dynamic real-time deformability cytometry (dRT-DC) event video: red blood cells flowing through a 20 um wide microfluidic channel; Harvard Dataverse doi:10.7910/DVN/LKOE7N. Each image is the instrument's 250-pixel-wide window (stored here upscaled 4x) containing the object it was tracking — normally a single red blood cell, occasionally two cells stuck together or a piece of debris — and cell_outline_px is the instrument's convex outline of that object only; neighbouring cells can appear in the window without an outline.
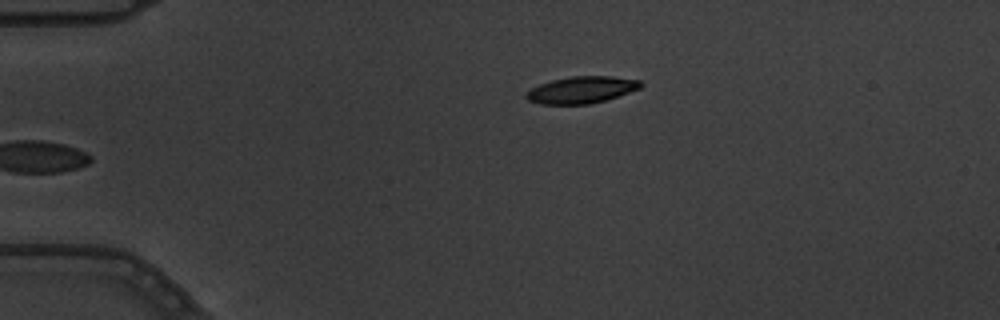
{"species": "common noctule bat (a hibernating species)", "species_latin": "Nyctalus noctula", "temperature_condition": "warm", "stored_images_in_passage": 5, "camera_frame_rate_fps": 3000, "um_per_image_px": 0.085, "animal": {"sex": "male", "body_mass_g": 19.5, "forearm_length_mm": 54.6}, "frame": {"image": 1, "passage_image": 5, "time_ms": 1.333, "image_size_px": [1000, 320], "cell_outline_px": [[644, 84], [640, 88], [604, 100], [588, 104], [540, 104], [528, 100], [524, 96], [532, 88], [540, 84], [552, 80], [572, 76], [612, 76], [640, 80]], "centroid_in_image_um": [49.43, 7.63], "position_along_channel_um": 35.6, "area_um2": 17.69}}